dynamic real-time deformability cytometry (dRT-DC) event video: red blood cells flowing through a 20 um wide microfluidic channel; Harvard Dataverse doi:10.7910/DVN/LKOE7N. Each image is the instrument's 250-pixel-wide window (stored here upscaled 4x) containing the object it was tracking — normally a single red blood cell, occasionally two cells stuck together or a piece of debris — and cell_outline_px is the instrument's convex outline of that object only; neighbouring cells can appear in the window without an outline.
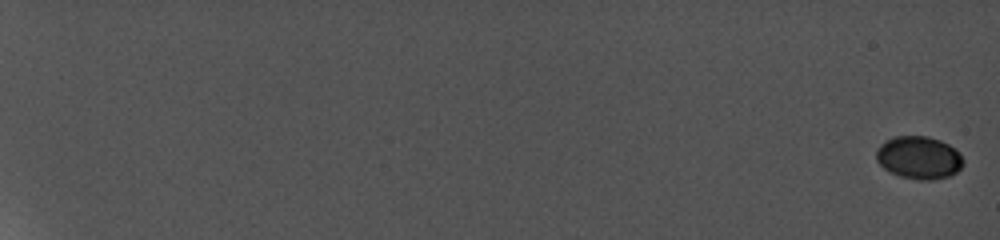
{"species": "common noctule bat (a hibernating species)", "species_latin": "Nyctalus noctula", "temperature_condition": "cold", "stored_images_in_passage": 15, "camera_frame_rate_fps": 5000, "um_per_image_px": 0.085, "animal": {"sex": "female", "body_mass_g": 19.0, "forearm_length_mm": 56.7}, "frame": {"image": 1, "passage_image": 1, "time_ms": 0.0, "image_size_px": [1000, 240], "cell_outline_px": [[964, 160], [960, 168], [956, 172], [948, 176], [904, 176], [892, 172], [884, 168], [876, 160], [876, 152], [888, 140], [896, 136], [928, 136], [940, 140], [948, 144]], "centroid_in_image_um": [78.1, 13.33], "position_along_channel_um": 6.9, "area_um2": 20.23}}
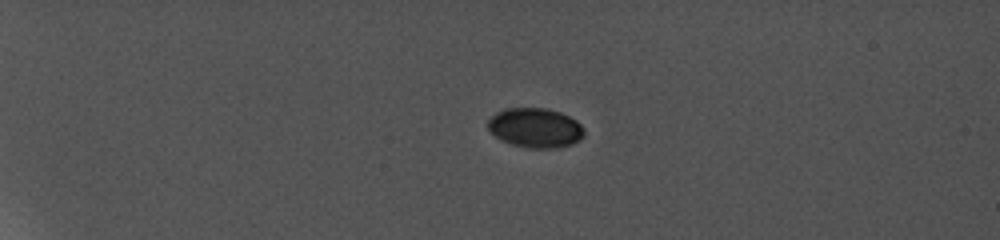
{"frame": {"image": 2, "passage_image": 7, "time_ms": 5.8, "image_size_px": [1000, 240], "cell_outline_px": [[584, 132], [576, 140], [568, 144], [540, 148], [516, 144], [504, 140], [496, 136], [488, 128], [488, 120], [496, 112], [504, 108], [544, 108], [560, 112], [576, 120], [580, 124]], "centroid_in_image_um": [45.45, 10.81], "position_along_channel_um": 39.5, "area_um2": 21.21}}
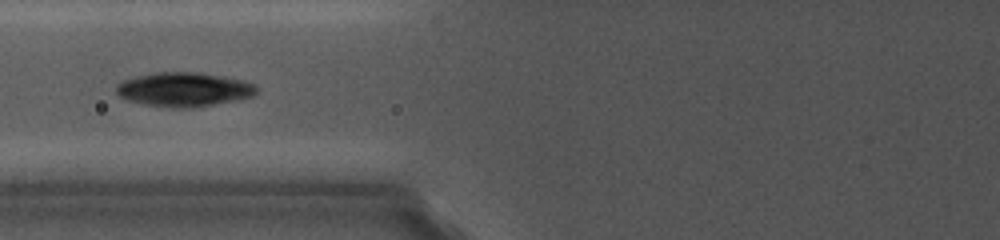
{"frame": {"image": 3, "passage_image": 12, "time_ms": 10.2, "image_size_px": [1000, 240], "cell_outline_px": [[256, 92], [248, 96], [208, 104], [184, 108], [180, 108], [148, 104], [132, 100], [120, 96], [116, 92], [116, 84], [124, 80], [156, 72], [192, 72], [216, 76], [236, 80], [252, 84], [256, 88]], "centroid_in_image_um": [15.52, 7.58], "position_along_channel_um": 110.3, "area_um2": 26.24}}